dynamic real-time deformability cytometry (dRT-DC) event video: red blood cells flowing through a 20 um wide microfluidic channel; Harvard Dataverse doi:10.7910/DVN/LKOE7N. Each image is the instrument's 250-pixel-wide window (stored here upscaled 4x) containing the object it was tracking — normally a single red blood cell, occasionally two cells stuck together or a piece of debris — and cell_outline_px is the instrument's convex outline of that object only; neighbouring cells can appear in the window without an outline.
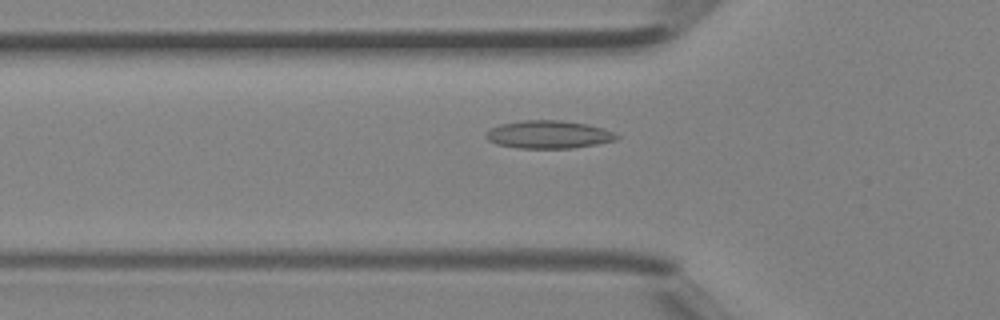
{"species": "Egyptian fruit bat (a non-hibernating species)", "species_latin": "Rousettus aegyptiacus", "temperature_condition": "room temperature", "stored_images_in_passage": 43, "camera_frame_rate_fps": 3000, "um_per_image_px": 0.085, "animal": {"sex": "female"}, "frame": {"image": 1, "passage_image": 15, "time_ms": 4.667, "image_size_px": [1000, 320], "cell_outline_px": [[620, 136], [616, 140], [596, 144], [572, 148], [516, 148], [496, 144], [488, 140], [484, 136], [492, 128], [500, 124], [524, 120], [560, 120], [588, 124], [604, 128]], "centroid_in_image_um": [46.63, 11.43], "position_along_channel_um": 79.2, "area_um2": 21.21}}
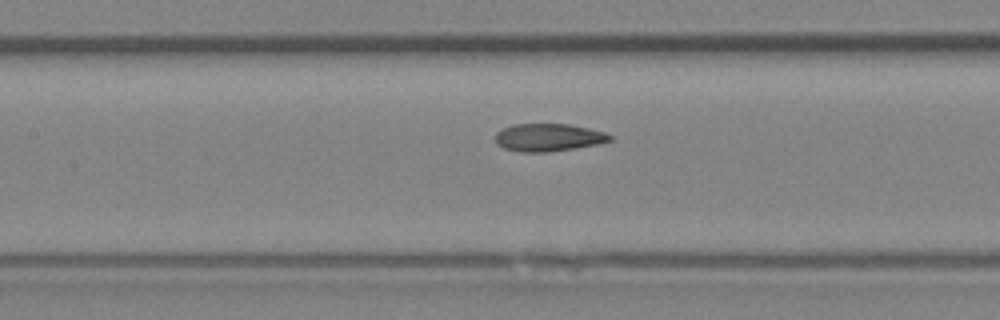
{"frame": {"image": 2, "passage_image": 20, "time_ms": 6.333, "image_size_px": [1000, 320], "cell_outline_px": [[612, 140], [600, 144], [548, 152], [520, 152], [504, 148], [496, 144], [496, 132], [512, 124], [568, 124], [588, 128], [604, 132], [612, 136]], "centroid_in_image_um": [46.61, 11.68], "position_along_channel_um": 160.8, "area_um2": 18.5}}
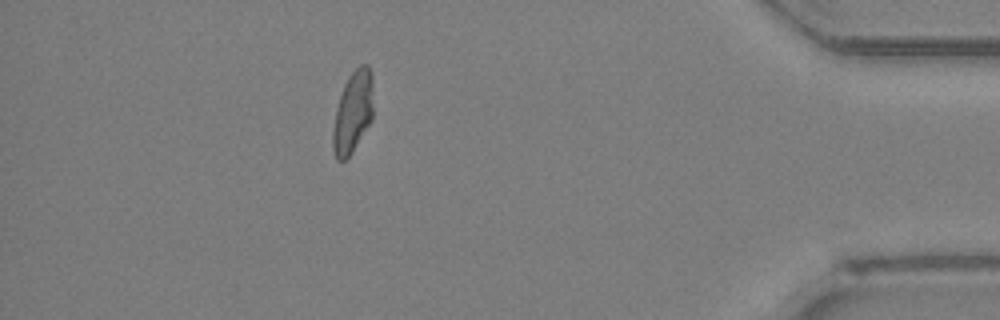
{"frame": {"image": 3, "passage_image": 38, "time_ms": 12.333, "image_size_px": [1000, 320], "cell_outline_px": [[372, 120], [352, 152], [344, 160], [336, 160], [332, 148], [332, 128], [336, 108], [344, 84], [348, 76], [360, 64], [368, 64], [372, 76]], "centroid_in_image_um": [29.97, 9.53], "position_along_channel_um": 405.2, "area_um2": 19.31}}